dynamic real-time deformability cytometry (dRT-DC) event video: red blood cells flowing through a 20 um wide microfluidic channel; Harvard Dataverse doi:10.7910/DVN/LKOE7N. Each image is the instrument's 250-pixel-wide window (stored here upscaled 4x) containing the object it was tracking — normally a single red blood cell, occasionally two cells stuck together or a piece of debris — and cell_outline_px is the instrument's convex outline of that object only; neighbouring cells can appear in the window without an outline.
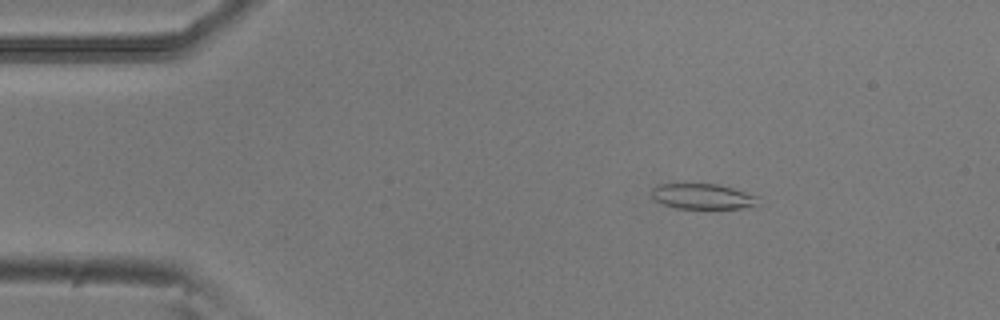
{"species": "common noctule bat (a hibernating species)", "species_latin": "Nyctalus noctula", "temperature_condition": "room temperature", "stored_images_in_passage": 3, "camera_frame_rate_fps": 3000, "um_per_image_px": 0.085, "animal": {"sex": "male", "body_mass_g": 20.5, "forearm_length_mm": 52.5}, "frame": {"image": 1, "passage_image": 1, "time_ms": 0.0, "image_size_px": [1000, 320], "cell_outline_px": [[760, 204], [740, 208], [676, 208], [664, 204], [656, 200], [652, 196], [652, 188], [656, 184], [716, 184], [732, 188], [760, 196]], "centroid_in_image_um": [59.76, 16.69], "position_along_channel_um": 25.2, "area_um2": 15.72}}